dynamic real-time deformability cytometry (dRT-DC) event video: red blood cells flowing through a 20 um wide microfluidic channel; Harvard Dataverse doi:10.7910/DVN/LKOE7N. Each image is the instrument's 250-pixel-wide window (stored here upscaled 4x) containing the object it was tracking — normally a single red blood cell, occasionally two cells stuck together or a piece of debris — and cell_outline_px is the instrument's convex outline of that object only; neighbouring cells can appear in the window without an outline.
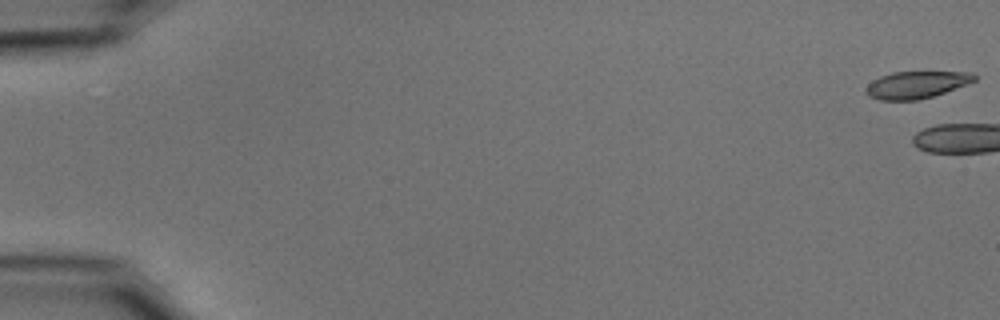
{"species": "common noctule bat (a hibernating species)", "species_latin": "Nyctalus noctula", "temperature_condition": "cold", "stored_images_in_passage": 10, "camera_frame_rate_fps": 3000, "um_per_image_px": 0.085, "animal": {"sex": "male", "body_mass_g": 15.6}, "frame": {"image": 1, "passage_image": 1, "time_ms": 0.0, "image_size_px": [1000, 320], "cell_outline_px": [[976, 80], [968, 84], [932, 96], [916, 100], [880, 100], [868, 96], [864, 92], [864, 88], [872, 80], [880, 76], [892, 72], [972, 72], [976, 76]], "centroid_in_image_um": [77.85, 7.2], "position_along_channel_um": 7.1, "area_um2": 17.17}}